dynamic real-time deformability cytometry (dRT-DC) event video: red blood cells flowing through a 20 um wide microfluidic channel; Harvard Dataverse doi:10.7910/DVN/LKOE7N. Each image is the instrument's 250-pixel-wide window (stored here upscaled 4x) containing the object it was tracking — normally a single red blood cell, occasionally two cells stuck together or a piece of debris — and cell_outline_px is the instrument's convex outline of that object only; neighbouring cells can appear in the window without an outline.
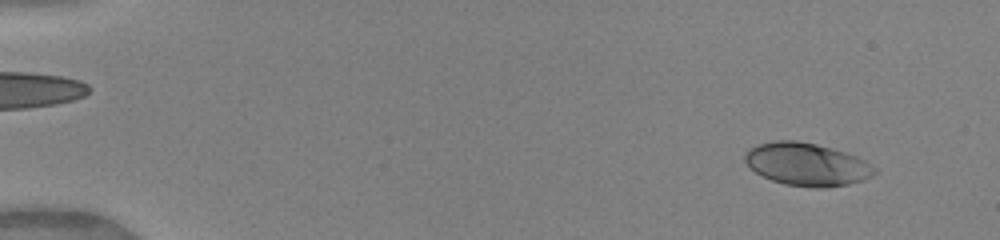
{"species": "human", "species_latin": "Homo sapiens", "temperature_condition": "warm", "stored_images_in_passage": 12, "camera_frame_rate_fps": 3000, "um_per_image_px": 0.085, "donor": {"sex": "female"}, "frame": {"image": 1, "passage_image": 4, "time_ms": 1.0, "image_size_px": [1000, 240], "cell_outline_px": [[876, 172], [872, 176], [864, 180], [848, 184], [824, 188], [812, 188], [784, 184], [772, 180], [756, 172], [744, 160], [744, 156], [748, 148], [760, 144], [776, 140], [796, 140], [816, 144], [832, 148], [856, 156], [864, 160], [876, 168]], "centroid_in_image_um": [68.59, 13.97], "position_along_channel_um": 16.4, "area_um2": 32.25}}